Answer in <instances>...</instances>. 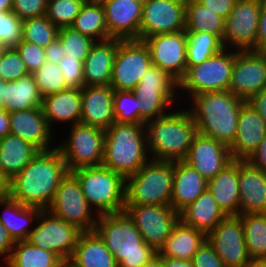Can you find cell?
<instances>
[{
  "mask_svg": "<svg viewBox=\"0 0 266 267\" xmlns=\"http://www.w3.org/2000/svg\"><path fill=\"white\" fill-rule=\"evenodd\" d=\"M68 172L57 148L39 151L11 180L10 197L23 205L46 210Z\"/></svg>",
  "mask_w": 266,
  "mask_h": 267,
  "instance_id": "cell-1",
  "label": "cell"
},
{
  "mask_svg": "<svg viewBox=\"0 0 266 267\" xmlns=\"http://www.w3.org/2000/svg\"><path fill=\"white\" fill-rule=\"evenodd\" d=\"M186 102L198 133L227 146L234 142L240 109L246 101L224 90L196 94Z\"/></svg>",
  "mask_w": 266,
  "mask_h": 267,
  "instance_id": "cell-2",
  "label": "cell"
},
{
  "mask_svg": "<svg viewBox=\"0 0 266 267\" xmlns=\"http://www.w3.org/2000/svg\"><path fill=\"white\" fill-rule=\"evenodd\" d=\"M182 107L183 104L145 123L150 159L172 162L185 159L198 131L190 111Z\"/></svg>",
  "mask_w": 266,
  "mask_h": 267,
  "instance_id": "cell-3",
  "label": "cell"
},
{
  "mask_svg": "<svg viewBox=\"0 0 266 267\" xmlns=\"http://www.w3.org/2000/svg\"><path fill=\"white\" fill-rule=\"evenodd\" d=\"M94 231L112 253L118 267H140L157 255L124 211L100 215Z\"/></svg>",
  "mask_w": 266,
  "mask_h": 267,
  "instance_id": "cell-4",
  "label": "cell"
},
{
  "mask_svg": "<svg viewBox=\"0 0 266 267\" xmlns=\"http://www.w3.org/2000/svg\"><path fill=\"white\" fill-rule=\"evenodd\" d=\"M149 160L145 124L115 122L105 130L102 166L126 179Z\"/></svg>",
  "mask_w": 266,
  "mask_h": 267,
  "instance_id": "cell-5",
  "label": "cell"
},
{
  "mask_svg": "<svg viewBox=\"0 0 266 267\" xmlns=\"http://www.w3.org/2000/svg\"><path fill=\"white\" fill-rule=\"evenodd\" d=\"M71 173L98 216L124 211L126 179L122 175L102 165L81 167Z\"/></svg>",
  "mask_w": 266,
  "mask_h": 267,
  "instance_id": "cell-6",
  "label": "cell"
},
{
  "mask_svg": "<svg viewBox=\"0 0 266 267\" xmlns=\"http://www.w3.org/2000/svg\"><path fill=\"white\" fill-rule=\"evenodd\" d=\"M174 162L150 159L126 178L125 206L170 205Z\"/></svg>",
  "mask_w": 266,
  "mask_h": 267,
  "instance_id": "cell-7",
  "label": "cell"
},
{
  "mask_svg": "<svg viewBox=\"0 0 266 267\" xmlns=\"http://www.w3.org/2000/svg\"><path fill=\"white\" fill-rule=\"evenodd\" d=\"M233 64L234 50L224 48L204 62L190 66L178 82V99L185 95L190 99L204 92L228 90Z\"/></svg>",
  "mask_w": 266,
  "mask_h": 267,
  "instance_id": "cell-8",
  "label": "cell"
},
{
  "mask_svg": "<svg viewBox=\"0 0 266 267\" xmlns=\"http://www.w3.org/2000/svg\"><path fill=\"white\" fill-rule=\"evenodd\" d=\"M66 138L57 143L69 172L91 166H101L104 157L105 130L78 123L68 129Z\"/></svg>",
  "mask_w": 266,
  "mask_h": 267,
  "instance_id": "cell-9",
  "label": "cell"
},
{
  "mask_svg": "<svg viewBox=\"0 0 266 267\" xmlns=\"http://www.w3.org/2000/svg\"><path fill=\"white\" fill-rule=\"evenodd\" d=\"M47 210L82 232L94 231L98 215L87 202L77 178L68 172Z\"/></svg>",
  "mask_w": 266,
  "mask_h": 267,
  "instance_id": "cell-10",
  "label": "cell"
},
{
  "mask_svg": "<svg viewBox=\"0 0 266 267\" xmlns=\"http://www.w3.org/2000/svg\"><path fill=\"white\" fill-rule=\"evenodd\" d=\"M37 221L26 241L38 248L56 253L62 260L69 259L82 231L47 209L40 212Z\"/></svg>",
  "mask_w": 266,
  "mask_h": 267,
  "instance_id": "cell-11",
  "label": "cell"
},
{
  "mask_svg": "<svg viewBox=\"0 0 266 267\" xmlns=\"http://www.w3.org/2000/svg\"><path fill=\"white\" fill-rule=\"evenodd\" d=\"M261 0H237L227 16L222 43L235 51H257Z\"/></svg>",
  "mask_w": 266,
  "mask_h": 267,
  "instance_id": "cell-12",
  "label": "cell"
},
{
  "mask_svg": "<svg viewBox=\"0 0 266 267\" xmlns=\"http://www.w3.org/2000/svg\"><path fill=\"white\" fill-rule=\"evenodd\" d=\"M151 64L150 52L143 40H120L110 86L117 91H132Z\"/></svg>",
  "mask_w": 266,
  "mask_h": 267,
  "instance_id": "cell-13",
  "label": "cell"
},
{
  "mask_svg": "<svg viewBox=\"0 0 266 267\" xmlns=\"http://www.w3.org/2000/svg\"><path fill=\"white\" fill-rule=\"evenodd\" d=\"M124 212L143 240L157 252L180 220V213L171 205L125 206Z\"/></svg>",
  "mask_w": 266,
  "mask_h": 267,
  "instance_id": "cell-14",
  "label": "cell"
},
{
  "mask_svg": "<svg viewBox=\"0 0 266 267\" xmlns=\"http://www.w3.org/2000/svg\"><path fill=\"white\" fill-rule=\"evenodd\" d=\"M264 88H266V52L234 50V64L228 90L247 102Z\"/></svg>",
  "mask_w": 266,
  "mask_h": 267,
  "instance_id": "cell-15",
  "label": "cell"
},
{
  "mask_svg": "<svg viewBox=\"0 0 266 267\" xmlns=\"http://www.w3.org/2000/svg\"><path fill=\"white\" fill-rule=\"evenodd\" d=\"M186 0H146L139 40L185 30Z\"/></svg>",
  "mask_w": 266,
  "mask_h": 267,
  "instance_id": "cell-16",
  "label": "cell"
},
{
  "mask_svg": "<svg viewBox=\"0 0 266 267\" xmlns=\"http://www.w3.org/2000/svg\"><path fill=\"white\" fill-rule=\"evenodd\" d=\"M226 267H244L250 260L238 215H228L206 236Z\"/></svg>",
  "mask_w": 266,
  "mask_h": 267,
  "instance_id": "cell-17",
  "label": "cell"
},
{
  "mask_svg": "<svg viewBox=\"0 0 266 267\" xmlns=\"http://www.w3.org/2000/svg\"><path fill=\"white\" fill-rule=\"evenodd\" d=\"M143 41L149 49L152 64L179 82L187 70L186 31L150 36Z\"/></svg>",
  "mask_w": 266,
  "mask_h": 267,
  "instance_id": "cell-18",
  "label": "cell"
},
{
  "mask_svg": "<svg viewBox=\"0 0 266 267\" xmlns=\"http://www.w3.org/2000/svg\"><path fill=\"white\" fill-rule=\"evenodd\" d=\"M183 161L208 181L229 165L233 157L229 146L197 133Z\"/></svg>",
  "mask_w": 266,
  "mask_h": 267,
  "instance_id": "cell-19",
  "label": "cell"
},
{
  "mask_svg": "<svg viewBox=\"0 0 266 267\" xmlns=\"http://www.w3.org/2000/svg\"><path fill=\"white\" fill-rule=\"evenodd\" d=\"M9 121L10 134L25 140L39 151L56 148L53 145L56 135L50 129L41 107L10 112Z\"/></svg>",
  "mask_w": 266,
  "mask_h": 267,
  "instance_id": "cell-20",
  "label": "cell"
},
{
  "mask_svg": "<svg viewBox=\"0 0 266 267\" xmlns=\"http://www.w3.org/2000/svg\"><path fill=\"white\" fill-rule=\"evenodd\" d=\"M111 38L138 39L143 3L132 0H100Z\"/></svg>",
  "mask_w": 266,
  "mask_h": 267,
  "instance_id": "cell-21",
  "label": "cell"
},
{
  "mask_svg": "<svg viewBox=\"0 0 266 267\" xmlns=\"http://www.w3.org/2000/svg\"><path fill=\"white\" fill-rule=\"evenodd\" d=\"M239 215L266 213V173L238 160Z\"/></svg>",
  "mask_w": 266,
  "mask_h": 267,
  "instance_id": "cell-22",
  "label": "cell"
},
{
  "mask_svg": "<svg viewBox=\"0 0 266 267\" xmlns=\"http://www.w3.org/2000/svg\"><path fill=\"white\" fill-rule=\"evenodd\" d=\"M265 135V120L245 102L238 116L235 140L229 146L233 160H247Z\"/></svg>",
  "mask_w": 266,
  "mask_h": 267,
  "instance_id": "cell-23",
  "label": "cell"
},
{
  "mask_svg": "<svg viewBox=\"0 0 266 267\" xmlns=\"http://www.w3.org/2000/svg\"><path fill=\"white\" fill-rule=\"evenodd\" d=\"M113 94L111 86H84L80 123L103 130L115 123Z\"/></svg>",
  "mask_w": 266,
  "mask_h": 267,
  "instance_id": "cell-24",
  "label": "cell"
},
{
  "mask_svg": "<svg viewBox=\"0 0 266 267\" xmlns=\"http://www.w3.org/2000/svg\"><path fill=\"white\" fill-rule=\"evenodd\" d=\"M42 112L50 129L55 134V125L80 123L82 112V89L68 88L58 93L47 95L42 100Z\"/></svg>",
  "mask_w": 266,
  "mask_h": 267,
  "instance_id": "cell-25",
  "label": "cell"
},
{
  "mask_svg": "<svg viewBox=\"0 0 266 267\" xmlns=\"http://www.w3.org/2000/svg\"><path fill=\"white\" fill-rule=\"evenodd\" d=\"M121 39L96 41L83 63L84 86H110L114 58Z\"/></svg>",
  "mask_w": 266,
  "mask_h": 267,
  "instance_id": "cell-26",
  "label": "cell"
},
{
  "mask_svg": "<svg viewBox=\"0 0 266 267\" xmlns=\"http://www.w3.org/2000/svg\"><path fill=\"white\" fill-rule=\"evenodd\" d=\"M207 189L205 180L193 167L184 161L174 162L172 195L170 205L181 212Z\"/></svg>",
  "mask_w": 266,
  "mask_h": 267,
  "instance_id": "cell-27",
  "label": "cell"
},
{
  "mask_svg": "<svg viewBox=\"0 0 266 267\" xmlns=\"http://www.w3.org/2000/svg\"><path fill=\"white\" fill-rule=\"evenodd\" d=\"M226 216L208 189L180 212V220L184 224L203 232L206 236Z\"/></svg>",
  "mask_w": 266,
  "mask_h": 267,
  "instance_id": "cell-28",
  "label": "cell"
},
{
  "mask_svg": "<svg viewBox=\"0 0 266 267\" xmlns=\"http://www.w3.org/2000/svg\"><path fill=\"white\" fill-rule=\"evenodd\" d=\"M207 189L227 216L239 215L238 160H233L208 180Z\"/></svg>",
  "mask_w": 266,
  "mask_h": 267,
  "instance_id": "cell-29",
  "label": "cell"
},
{
  "mask_svg": "<svg viewBox=\"0 0 266 267\" xmlns=\"http://www.w3.org/2000/svg\"><path fill=\"white\" fill-rule=\"evenodd\" d=\"M0 206L4 209L0 214V223L8 230L14 241L26 240L34 228L30 225L37 222L40 212L38 207L26 206L11 197L0 199Z\"/></svg>",
  "mask_w": 266,
  "mask_h": 267,
  "instance_id": "cell-30",
  "label": "cell"
},
{
  "mask_svg": "<svg viewBox=\"0 0 266 267\" xmlns=\"http://www.w3.org/2000/svg\"><path fill=\"white\" fill-rule=\"evenodd\" d=\"M206 240V235L181 220L173 227L170 236L157 252L158 256L191 260L199 247Z\"/></svg>",
  "mask_w": 266,
  "mask_h": 267,
  "instance_id": "cell-31",
  "label": "cell"
},
{
  "mask_svg": "<svg viewBox=\"0 0 266 267\" xmlns=\"http://www.w3.org/2000/svg\"><path fill=\"white\" fill-rule=\"evenodd\" d=\"M69 260L77 267H118L112 253L95 231L81 233Z\"/></svg>",
  "mask_w": 266,
  "mask_h": 267,
  "instance_id": "cell-32",
  "label": "cell"
},
{
  "mask_svg": "<svg viewBox=\"0 0 266 267\" xmlns=\"http://www.w3.org/2000/svg\"><path fill=\"white\" fill-rule=\"evenodd\" d=\"M39 152L18 136L0 138V170L12 180Z\"/></svg>",
  "mask_w": 266,
  "mask_h": 267,
  "instance_id": "cell-33",
  "label": "cell"
},
{
  "mask_svg": "<svg viewBox=\"0 0 266 267\" xmlns=\"http://www.w3.org/2000/svg\"><path fill=\"white\" fill-rule=\"evenodd\" d=\"M42 100L32 74L16 81L4 82L3 106L8 113L41 107Z\"/></svg>",
  "mask_w": 266,
  "mask_h": 267,
  "instance_id": "cell-34",
  "label": "cell"
},
{
  "mask_svg": "<svg viewBox=\"0 0 266 267\" xmlns=\"http://www.w3.org/2000/svg\"><path fill=\"white\" fill-rule=\"evenodd\" d=\"M62 259L54 252L30 244L26 240L15 241L4 267H58Z\"/></svg>",
  "mask_w": 266,
  "mask_h": 267,
  "instance_id": "cell-35",
  "label": "cell"
},
{
  "mask_svg": "<svg viewBox=\"0 0 266 267\" xmlns=\"http://www.w3.org/2000/svg\"><path fill=\"white\" fill-rule=\"evenodd\" d=\"M225 22V18L219 17L197 0H186V32H206L217 35L222 40Z\"/></svg>",
  "mask_w": 266,
  "mask_h": 267,
  "instance_id": "cell-36",
  "label": "cell"
},
{
  "mask_svg": "<svg viewBox=\"0 0 266 267\" xmlns=\"http://www.w3.org/2000/svg\"><path fill=\"white\" fill-rule=\"evenodd\" d=\"M70 27L96 41L111 38L108 34L105 13L100 1L84 2L80 13Z\"/></svg>",
  "mask_w": 266,
  "mask_h": 267,
  "instance_id": "cell-37",
  "label": "cell"
},
{
  "mask_svg": "<svg viewBox=\"0 0 266 267\" xmlns=\"http://www.w3.org/2000/svg\"><path fill=\"white\" fill-rule=\"evenodd\" d=\"M251 259L266 260V213L238 215Z\"/></svg>",
  "mask_w": 266,
  "mask_h": 267,
  "instance_id": "cell-38",
  "label": "cell"
},
{
  "mask_svg": "<svg viewBox=\"0 0 266 267\" xmlns=\"http://www.w3.org/2000/svg\"><path fill=\"white\" fill-rule=\"evenodd\" d=\"M187 35V69L196 66L224 49L222 40L206 32H186Z\"/></svg>",
  "mask_w": 266,
  "mask_h": 267,
  "instance_id": "cell-39",
  "label": "cell"
},
{
  "mask_svg": "<svg viewBox=\"0 0 266 267\" xmlns=\"http://www.w3.org/2000/svg\"><path fill=\"white\" fill-rule=\"evenodd\" d=\"M134 89L159 90L175 107L184 102V99L182 102L177 99L179 98L178 82L153 64L148 67L139 84Z\"/></svg>",
  "mask_w": 266,
  "mask_h": 267,
  "instance_id": "cell-40",
  "label": "cell"
},
{
  "mask_svg": "<svg viewBox=\"0 0 266 267\" xmlns=\"http://www.w3.org/2000/svg\"><path fill=\"white\" fill-rule=\"evenodd\" d=\"M132 92L143 101L139 106V124L164 116L176 108L159 90L133 89Z\"/></svg>",
  "mask_w": 266,
  "mask_h": 267,
  "instance_id": "cell-41",
  "label": "cell"
},
{
  "mask_svg": "<svg viewBox=\"0 0 266 267\" xmlns=\"http://www.w3.org/2000/svg\"><path fill=\"white\" fill-rule=\"evenodd\" d=\"M58 30L46 15L33 17L23 21L22 40L45 48L57 38Z\"/></svg>",
  "mask_w": 266,
  "mask_h": 267,
  "instance_id": "cell-42",
  "label": "cell"
},
{
  "mask_svg": "<svg viewBox=\"0 0 266 267\" xmlns=\"http://www.w3.org/2000/svg\"><path fill=\"white\" fill-rule=\"evenodd\" d=\"M57 38L62 44L63 52H65L69 58H75L83 63L89 51L96 43V40L81 34L72 27L60 28Z\"/></svg>",
  "mask_w": 266,
  "mask_h": 267,
  "instance_id": "cell-43",
  "label": "cell"
},
{
  "mask_svg": "<svg viewBox=\"0 0 266 267\" xmlns=\"http://www.w3.org/2000/svg\"><path fill=\"white\" fill-rule=\"evenodd\" d=\"M32 75L43 98L69 88L57 64L46 61Z\"/></svg>",
  "mask_w": 266,
  "mask_h": 267,
  "instance_id": "cell-44",
  "label": "cell"
},
{
  "mask_svg": "<svg viewBox=\"0 0 266 267\" xmlns=\"http://www.w3.org/2000/svg\"><path fill=\"white\" fill-rule=\"evenodd\" d=\"M143 101L138 100L132 91H117L113 94V108L116 123L139 124V106Z\"/></svg>",
  "mask_w": 266,
  "mask_h": 267,
  "instance_id": "cell-45",
  "label": "cell"
},
{
  "mask_svg": "<svg viewBox=\"0 0 266 267\" xmlns=\"http://www.w3.org/2000/svg\"><path fill=\"white\" fill-rule=\"evenodd\" d=\"M84 2V0H48L46 16L59 29L70 27Z\"/></svg>",
  "mask_w": 266,
  "mask_h": 267,
  "instance_id": "cell-46",
  "label": "cell"
},
{
  "mask_svg": "<svg viewBox=\"0 0 266 267\" xmlns=\"http://www.w3.org/2000/svg\"><path fill=\"white\" fill-rule=\"evenodd\" d=\"M23 21L12 10H0V44L16 48L22 41Z\"/></svg>",
  "mask_w": 266,
  "mask_h": 267,
  "instance_id": "cell-47",
  "label": "cell"
},
{
  "mask_svg": "<svg viewBox=\"0 0 266 267\" xmlns=\"http://www.w3.org/2000/svg\"><path fill=\"white\" fill-rule=\"evenodd\" d=\"M30 74L15 48L3 49L0 54V79L4 82L16 81Z\"/></svg>",
  "mask_w": 266,
  "mask_h": 267,
  "instance_id": "cell-48",
  "label": "cell"
},
{
  "mask_svg": "<svg viewBox=\"0 0 266 267\" xmlns=\"http://www.w3.org/2000/svg\"><path fill=\"white\" fill-rule=\"evenodd\" d=\"M58 67L62 72L65 83L69 88H80L84 87L83 77V62L69 58L67 55L62 57Z\"/></svg>",
  "mask_w": 266,
  "mask_h": 267,
  "instance_id": "cell-49",
  "label": "cell"
},
{
  "mask_svg": "<svg viewBox=\"0 0 266 267\" xmlns=\"http://www.w3.org/2000/svg\"><path fill=\"white\" fill-rule=\"evenodd\" d=\"M30 74L38 70L45 62L44 48L22 40L15 48Z\"/></svg>",
  "mask_w": 266,
  "mask_h": 267,
  "instance_id": "cell-50",
  "label": "cell"
},
{
  "mask_svg": "<svg viewBox=\"0 0 266 267\" xmlns=\"http://www.w3.org/2000/svg\"><path fill=\"white\" fill-rule=\"evenodd\" d=\"M48 0H13L12 11L22 20L46 15Z\"/></svg>",
  "mask_w": 266,
  "mask_h": 267,
  "instance_id": "cell-51",
  "label": "cell"
},
{
  "mask_svg": "<svg viewBox=\"0 0 266 267\" xmlns=\"http://www.w3.org/2000/svg\"><path fill=\"white\" fill-rule=\"evenodd\" d=\"M191 261L193 267H226L207 240L199 247Z\"/></svg>",
  "mask_w": 266,
  "mask_h": 267,
  "instance_id": "cell-52",
  "label": "cell"
},
{
  "mask_svg": "<svg viewBox=\"0 0 266 267\" xmlns=\"http://www.w3.org/2000/svg\"><path fill=\"white\" fill-rule=\"evenodd\" d=\"M219 17L227 18L233 10L237 0H197Z\"/></svg>",
  "mask_w": 266,
  "mask_h": 267,
  "instance_id": "cell-53",
  "label": "cell"
},
{
  "mask_svg": "<svg viewBox=\"0 0 266 267\" xmlns=\"http://www.w3.org/2000/svg\"><path fill=\"white\" fill-rule=\"evenodd\" d=\"M253 167L266 173V135L263 137L257 149L246 160Z\"/></svg>",
  "mask_w": 266,
  "mask_h": 267,
  "instance_id": "cell-54",
  "label": "cell"
},
{
  "mask_svg": "<svg viewBox=\"0 0 266 267\" xmlns=\"http://www.w3.org/2000/svg\"><path fill=\"white\" fill-rule=\"evenodd\" d=\"M257 51L266 52V3L263 0L258 23Z\"/></svg>",
  "mask_w": 266,
  "mask_h": 267,
  "instance_id": "cell-55",
  "label": "cell"
},
{
  "mask_svg": "<svg viewBox=\"0 0 266 267\" xmlns=\"http://www.w3.org/2000/svg\"><path fill=\"white\" fill-rule=\"evenodd\" d=\"M45 60L53 64H59L62 57L66 55L63 52V47L58 38H56L52 43H49L45 48Z\"/></svg>",
  "mask_w": 266,
  "mask_h": 267,
  "instance_id": "cell-56",
  "label": "cell"
},
{
  "mask_svg": "<svg viewBox=\"0 0 266 267\" xmlns=\"http://www.w3.org/2000/svg\"><path fill=\"white\" fill-rule=\"evenodd\" d=\"M15 241L9 235L8 230L0 223V258L3 257L5 263L9 259Z\"/></svg>",
  "mask_w": 266,
  "mask_h": 267,
  "instance_id": "cell-57",
  "label": "cell"
},
{
  "mask_svg": "<svg viewBox=\"0 0 266 267\" xmlns=\"http://www.w3.org/2000/svg\"><path fill=\"white\" fill-rule=\"evenodd\" d=\"M248 104L259 113V115L266 122V88L261 90L256 95L252 96L248 101Z\"/></svg>",
  "mask_w": 266,
  "mask_h": 267,
  "instance_id": "cell-58",
  "label": "cell"
},
{
  "mask_svg": "<svg viewBox=\"0 0 266 267\" xmlns=\"http://www.w3.org/2000/svg\"><path fill=\"white\" fill-rule=\"evenodd\" d=\"M11 180L0 170V199L10 197Z\"/></svg>",
  "mask_w": 266,
  "mask_h": 267,
  "instance_id": "cell-59",
  "label": "cell"
},
{
  "mask_svg": "<svg viewBox=\"0 0 266 267\" xmlns=\"http://www.w3.org/2000/svg\"><path fill=\"white\" fill-rule=\"evenodd\" d=\"M164 267H193L191 260L173 259L168 257L159 256Z\"/></svg>",
  "mask_w": 266,
  "mask_h": 267,
  "instance_id": "cell-60",
  "label": "cell"
},
{
  "mask_svg": "<svg viewBox=\"0 0 266 267\" xmlns=\"http://www.w3.org/2000/svg\"><path fill=\"white\" fill-rule=\"evenodd\" d=\"M10 134L9 113L4 109L0 111V138Z\"/></svg>",
  "mask_w": 266,
  "mask_h": 267,
  "instance_id": "cell-61",
  "label": "cell"
},
{
  "mask_svg": "<svg viewBox=\"0 0 266 267\" xmlns=\"http://www.w3.org/2000/svg\"><path fill=\"white\" fill-rule=\"evenodd\" d=\"M140 267H164V265L162 259L158 255H155L149 262Z\"/></svg>",
  "mask_w": 266,
  "mask_h": 267,
  "instance_id": "cell-62",
  "label": "cell"
},
{
  "mask_svg": "<svg viewBox=\"0 0 266 267\" xmlns=\"http://www.w3.org/2000/svg\"><path fill=\"white\" fill-rule=\"evenodd\" d=\"M244 267H266V260L251 259Z\"/></svg>",
  "mask_w": 266,
  "mask_h": 267,
  "instance_id": "cell-63",
  "label": "cell"
},
{
  "mask_svg": "<svg viewBox=\"0 0 266 267\" xmlns=\"http://www.w3.org/2000/svg\"><path fill=\"white\" fill-rule=\"evenodd\" d=\"M13 0H0V10H12Z\"/></svg>",
  "mask_w": 266,
  "mask_h": 267,
  "instance_id": "cell-64",
  "label": "cell"
},
{
  "mask_svg": "<svg viewBox=\"0 0 266 267\" xmlns=\"http://www.w3.org/2000/svg\"><path fill=\"white\" fill-rule=\"evenodd\" d=\"M3 92H4V81L0 79V111L5 109L3 106Z\"/></svg>",
  "mask_w": 266,
  "mask_h": 267,
  "instance_id": "cell-65",
  "label": "cell"
},
{
  "mask_svg": "<svg viewBox=\"0 0 266 267\" xmlns=\"http://www.w3.org/2000/svg\"><path fill=\"white\" fill-rule=\"evenodd\" d=\"M58 267H77L71 260L63 259Z\"/></svg>",
  "mask_w": 266,
  "mask_h": 267,
  "instance_id": "cell-66",
  "label": "cell"
},
{
  "mask_svg": "<svg viewBox=\"0 0 266 267\" xmlns=\"http://www.w3.org/2000/svg\"><path fill=\"white\" fill-rule=\"evenodd\" d=\"M132 1L144 3L146 0H132Z\"/></svg>",
  "mask_w": 266,
  "mask_h": 267,
  "instance_id": "cell-67",
  "label": "cell"
},
{
  "mask_svg": "<svg viewBox=\"0 0 266 267\" xmlns=\"http://www.w3.org/2000/svg\"><path fill=\"white\" fill-rule=\"evenodd\" d=\"M3 47H2V45L0 44V54L2 53V51H3Z\"/></svg>",
  "mask_w": 266,
  "mask_h": 267,
  "instance_id": "cell-68",
  "label": "cell"
},
{
  "mask_svg": "<svg viewBox=\"0 0 266 267\" xmlns=\"http://www.w3.org/2000/svg\"><path fill=\"white\" fill-rule=\"evenodd\" d=\"M85 2H89V1H100V0H84Z\"/></svg>",
  "mask_w": 266,
  "mask_h": 267,
  "instance_id": "cell-69",
  "label": "cell"
}]
</instances>
